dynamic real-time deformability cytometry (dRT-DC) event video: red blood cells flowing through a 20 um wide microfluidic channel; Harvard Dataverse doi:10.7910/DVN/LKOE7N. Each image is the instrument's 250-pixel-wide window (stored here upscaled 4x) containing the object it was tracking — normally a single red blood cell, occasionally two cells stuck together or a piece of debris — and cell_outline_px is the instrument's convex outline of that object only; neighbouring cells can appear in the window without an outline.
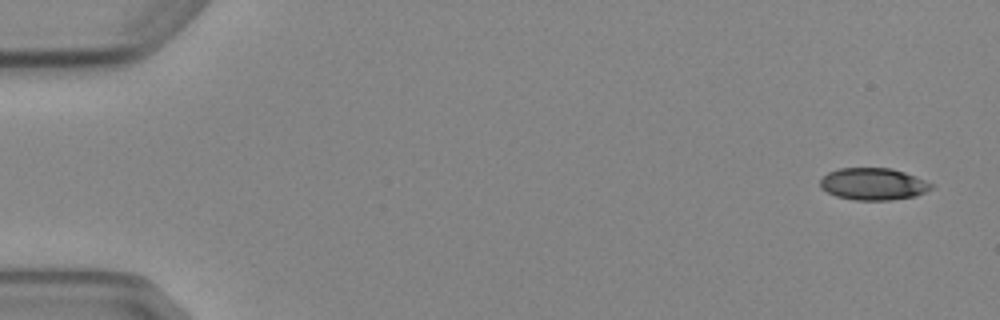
{"species": "Egyptian fruit bat (a non-hibernating species)", "species_latin": "Rousettus aegyptiacus", "temperature_condition": "cold", "stored_images_in_passage": 5, "camera_frame_rate_fps": 3000, "um_per_image_px": 0.085, "animal": {"sex": "female"}, "frame": {"image": 1, "passage_image": 1, "time_ms": 0.0, "image_size_px": [1000, 320], "cell_outline_px": [[936, 184], [932, 188], [916, 196], [892, 200], [852, 200], [836, 196], [820, 188], [820, 180], [828, 172], [840, 168], [892, 168], [904, 172]], "centroid_in_image_um": [74.24, 15.64], "position_along_channel_um": 10.8, "area_um2": 20.87}}